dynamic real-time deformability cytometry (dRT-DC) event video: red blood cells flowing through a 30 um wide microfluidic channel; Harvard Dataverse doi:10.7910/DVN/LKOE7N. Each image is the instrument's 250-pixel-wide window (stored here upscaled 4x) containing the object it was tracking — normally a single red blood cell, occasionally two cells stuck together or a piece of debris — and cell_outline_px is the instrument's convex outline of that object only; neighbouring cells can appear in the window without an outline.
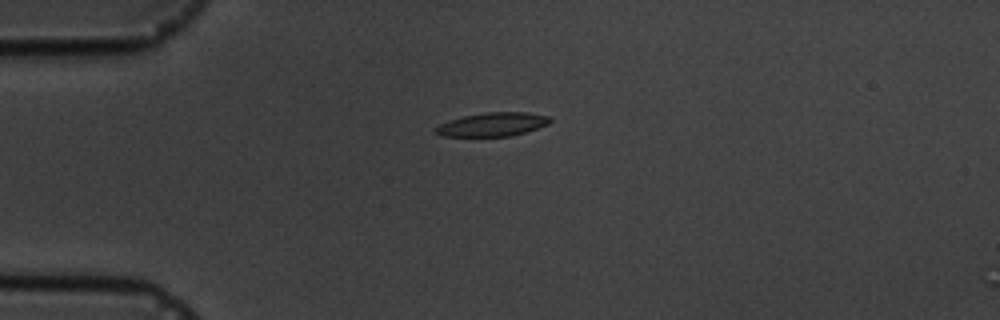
{"species": "common noctule bat (a hibernating species)", "species_latin": "Nyctalus noctula", "temperature_condition": "cold", "stored_images_in_passage": 2, "camera_frame_rate_fps": 3000, "um_per_image_px": 0.085, "animal": {"sex": "male", "body_mass_g": 19.5, "forearm_length_mm": 54.6}, "frame": {"image": 1, "passage_image": 1, "time_ms": 0.0, "image_size_px": [1000, 320], "cell_outline_px": [[552, 120], [548, 124], [512, 136], [440, 136], [432, 128], [440, 124], [464, 116], [484, 112], [528, 112], [548, 116]], "centroid_in_image_um": [41.86, 10.57], "position_along_channel_um": 43.1, "area_um2": 15.66}}